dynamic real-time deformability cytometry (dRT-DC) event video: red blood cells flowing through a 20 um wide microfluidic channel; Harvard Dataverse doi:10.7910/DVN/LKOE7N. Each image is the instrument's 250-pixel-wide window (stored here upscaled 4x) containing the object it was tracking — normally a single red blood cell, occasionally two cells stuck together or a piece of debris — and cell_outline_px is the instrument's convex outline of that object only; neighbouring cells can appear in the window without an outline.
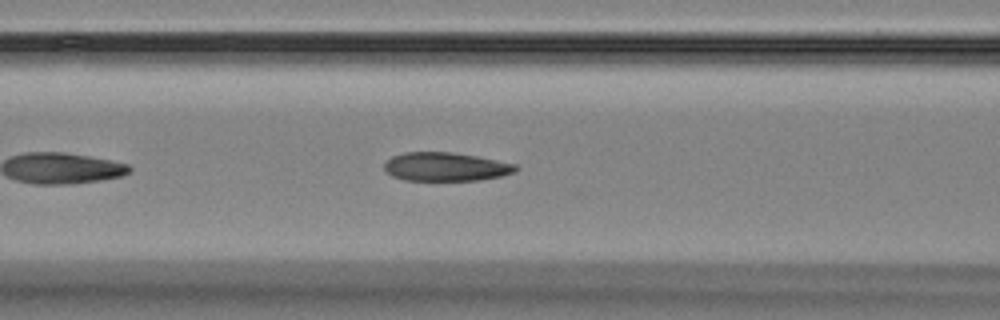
{"species": "Egyptian fruit bat (a non-hibernating species)", "species_latin": "Rousettus aegyptiacus", "temperature_condition": "room temperature", "stored_images_in_passage": 5, "camera_frame_rate_fps": 3000, "um_per_image_px": 0.085, "animal": {"sex": "female"}, "frame": {"image": 1, "passage_image": 5, "time_ms": 5.667, "image_size_px": [1000, 320], "cell_outline_px": [[520, 168], [516, 172], [500, 176], [480, 180], [404, 180], [392, 176], [384, 168], [384, 164], [392, 156], [404, 152], [452, 152], [476, 156], [516, 164]], "centroid_in_image_um": [37.9, 14.17], "position_along_channel_um": 128.7, "area_um2": 21.91}}